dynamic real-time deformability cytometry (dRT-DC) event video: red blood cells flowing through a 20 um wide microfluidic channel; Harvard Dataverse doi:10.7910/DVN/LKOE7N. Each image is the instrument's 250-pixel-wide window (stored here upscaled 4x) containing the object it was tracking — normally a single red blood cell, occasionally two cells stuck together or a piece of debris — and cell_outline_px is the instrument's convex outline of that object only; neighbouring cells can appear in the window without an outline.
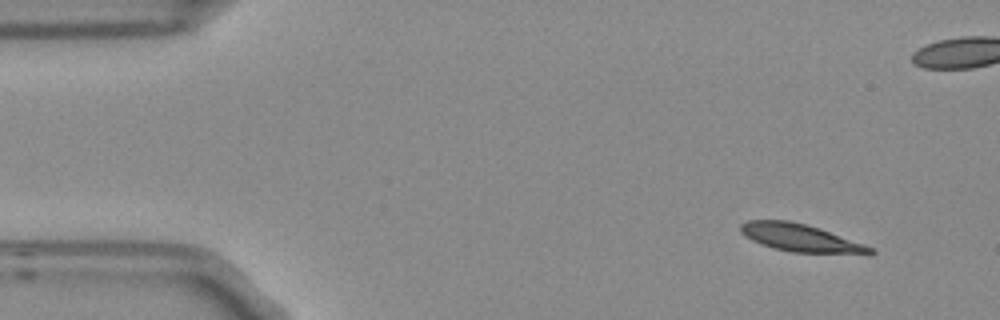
{"species": "Egyptian fruit bat (a non-hibernating species)", "species_latin": "Rousettus aegyptiacus", "temperature_condition": "room temperature", "stored_images_in_passage": 5, "camera_frame_rate_fps": 3000, "um_per_image_px": 0.085, "frame": {"image": 1, "passage_image": 1, "time_ms": 0.0, "image_size_px": [1000, 320], "cell_outline_px": [[876, 252], [872, 256], [792, 252], [772, 248], [760, 244], [744, 236], [740, 232], [740, 224], [748, 220], [788, 220], [820, 228], [864, 244], [872, 248]], "centroid_in_image_um": [68.12, 20.26], "position_along_channel_um": 16.9, "area_um2": 21.44}}
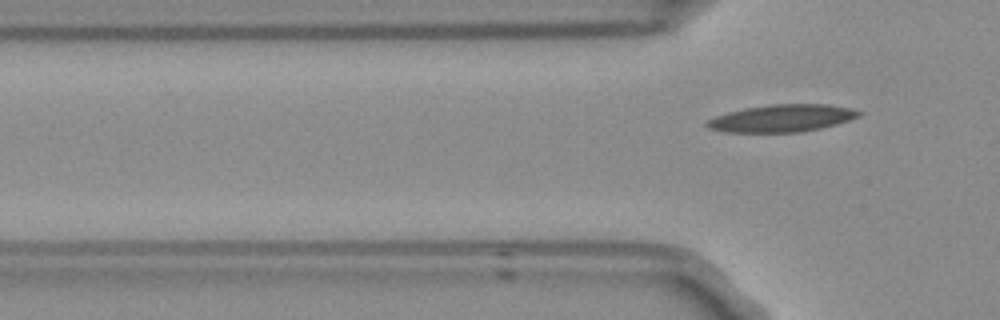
{"frame": {"image": 2, "passage_image": 5, "time_ms": 1.333, "image_size_px": [1000, 320], "cell_outline_px": [[864, 112], [860, 116], [836, 124], [820, 128], [800, 132], [724, 132], [708, 128], [704, 124], [708, 120], [716, 116], [728, 112], [744, 108], [772, 104], [828, 104], [852, 108]], "centroid_in_image_um": [66.48, 10.04], "position_along_channel_um": 59.3, "area_um2": 24.22}}